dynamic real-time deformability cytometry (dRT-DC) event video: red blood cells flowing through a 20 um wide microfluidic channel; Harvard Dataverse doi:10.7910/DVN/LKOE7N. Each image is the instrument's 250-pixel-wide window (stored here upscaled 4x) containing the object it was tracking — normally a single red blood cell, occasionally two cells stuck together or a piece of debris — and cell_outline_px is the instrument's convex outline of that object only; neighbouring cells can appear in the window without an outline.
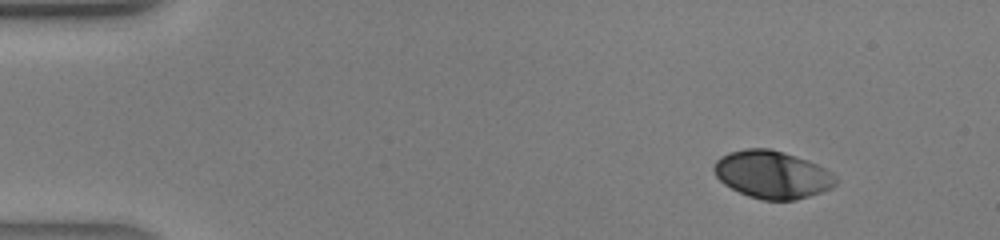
{"species": "human", "species_latin": "Homo sapiens", "temperature_condition": "warm", "stored_images_in_passage": 38, "camera_frame_rate_fps": 3000, "um_per_image_px": 0.085, "donor": {"sex": "male"}, "frame": {"image": 1, "passage_image": 1, "time_ms": 0.0, "image_size_px": [1000, 240], "cell_outline_px": [[840, 180], [832, 188], [796, 200], [760, 200], [748, 196], [724, 184], [716, 176], [712, 168], [716, 160], [720, 156], [728, 152], [744, 148], [768, 148], [784, 152], [808, 160], [832, 172]], "centroid_in_image_um": [65.64, 14.83], "position_along_channel_um": 19.4, "area_um2": 34.04}}
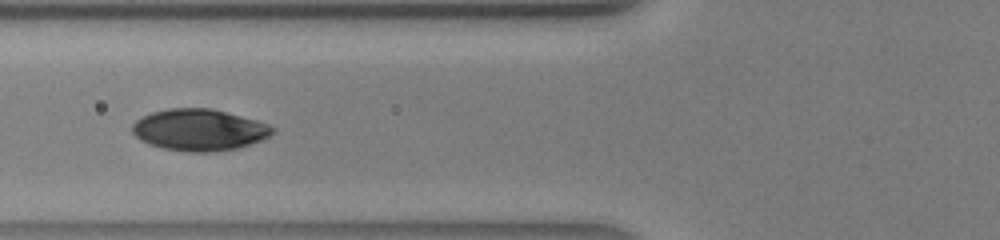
{"frame": {"image": 2, "passage_image": 13, "time_ms": 4.0, "image_size_px": [1000, 240], "cell_outline_px": [[276, 132], [260, 140], [240, 148], [212, 152], [188, 152], [164, 148], [148, 144], [140, 140], [132, 132], [132, 124], [136, 120], [152, 112], [168, 108], [212, 108], [256, 120], [268, 124], [276, 128]], "centroid_in_image_um": [16.94, 11.04], "position_along_channel_um": 108.9, "area_um2": 34.1}}
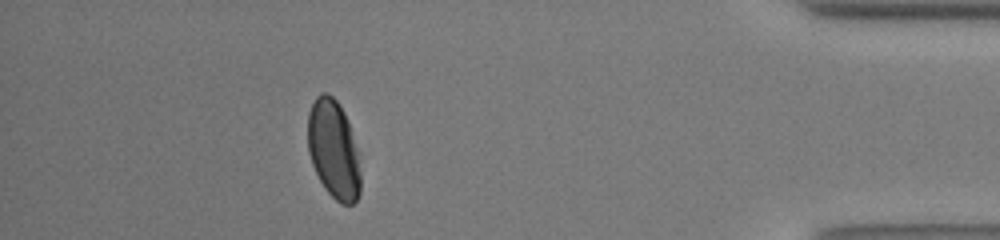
{"frame": {"image": 3, "passage_image": 34, "time_ms": 11.0, "image_size_px": [1000, 240], "cell_outline_px": [[360, 192], [356, 200], [352, 204], [340, 204], [324, 188], [312, 164], [308, 152], [308, 112], [316, 96], [320, 92], [328, 92], [336, 100], [344, 112], [348, 124], [356, 152], [360, 172]], "centroid_in_image_um": [28.32, 12.7], "position_along_channel_um": 406.9, "area_um2": 29.88}}